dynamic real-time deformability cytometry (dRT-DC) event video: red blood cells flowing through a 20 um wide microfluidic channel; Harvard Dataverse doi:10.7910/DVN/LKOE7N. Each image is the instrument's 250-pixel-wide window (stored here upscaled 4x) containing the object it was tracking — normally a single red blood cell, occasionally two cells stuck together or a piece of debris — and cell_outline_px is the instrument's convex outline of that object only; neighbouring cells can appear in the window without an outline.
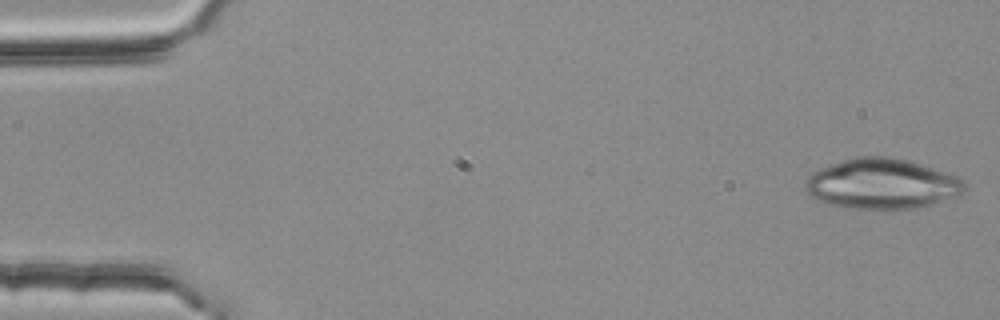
{"species": "common noctule bat (a hibernating species)", "species_latin": "Nyctalus noctula", "temperature_condition": "room temperature", "stored_images_in_passage": 5, "camera_frame_rate_fps": 3000, "um_per_image_px": 0.085, "animal": {"sex": "female", "body_mass_g": 25.1}, "frame": {"image": 1, "passage_image": 1, "time_ms": 0.0, "image_size_px": [1000, 320], "cell_outline_px": [[968, 188], [964, 192], [956, 196], [932, 204], [916, 208], [856, 208], [828, 204], [816, 200], [804, 188], [804, 184], [808, 176], [816, 168], [856, 156], [892, 156], [908, 160], [956, 176], [964, 180]], "centroid_in_image_um": [74.94, 15.6], "position_along_channel_um": 10.1, "area_um2": 46.7}}